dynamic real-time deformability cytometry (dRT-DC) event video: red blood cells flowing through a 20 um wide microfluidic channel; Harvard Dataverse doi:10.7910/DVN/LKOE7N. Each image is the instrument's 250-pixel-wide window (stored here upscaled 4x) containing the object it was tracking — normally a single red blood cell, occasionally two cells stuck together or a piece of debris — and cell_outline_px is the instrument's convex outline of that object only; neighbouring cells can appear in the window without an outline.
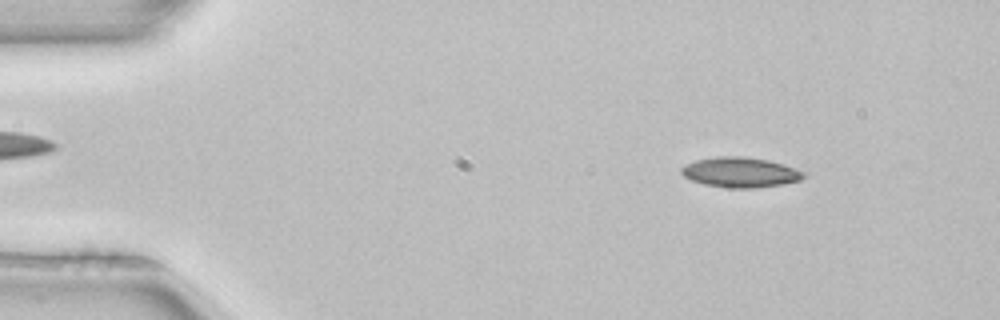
{"species": "common noctule bat (a hibernating species)", "species_latin": "Nyctalus noctula", "temperature_condition": "room temperature", "stored_images_in_passage": 46, "camera_frame_rate_fps": 3000, "um_per_image_px": 0.085, "animal": {"sex": "female", "body_mass_g": 22.7, "forearm_length_mm": 54.2}, "frame": {"image": 1, "passage_image": 2, "time_ms": 0.333, "image_size_px": [1000, 320], "cell_outline_px": [[808, 176], [800, 180], [784, 184], [752, 188], [732, 188], [704, 184], [692, 180], [684, 176], [680, 172], [680, 168], [684, 164], [696, 160], [720, 156], [740, 156], [768, 160], [804, 172]], "centroid_in_image_um": [62.9, 14.65], "position_along_channel_um": 22.1, "area_um2": 21.27}}
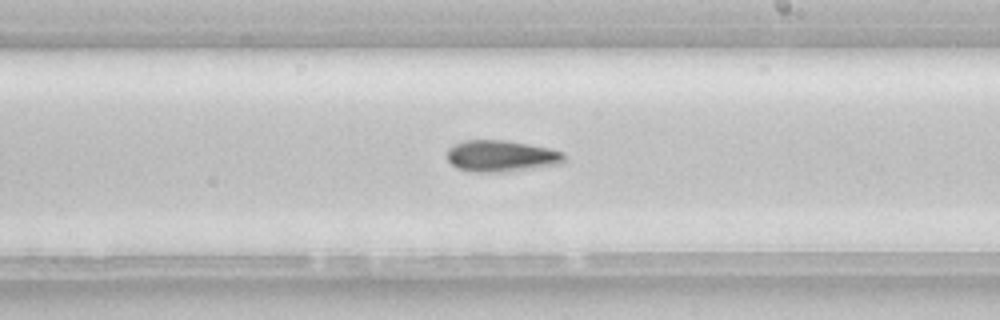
{"frame": {"image": 2, "passage_image": 25, "time_ms": 8.0, "image_size_px": [1000, 320], "cell_outline_px": [[564, 160], [560, 164], [492, 172], [472, 172], [456, 168], [448, 160], [448, 148], [464, 140], [508, 140], [548, 148], [564, 152]], "centroid_in_image_um": [42.57, 13.24], "position_along_channel_um": 246.4, "area_um2": 21.1}}
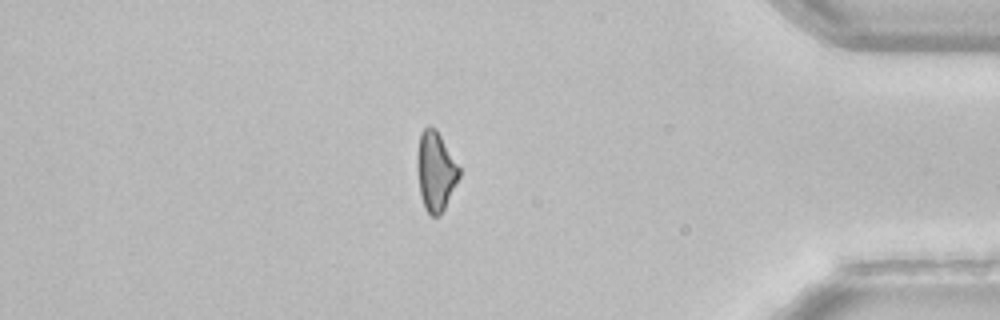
{"frame": {"image": 3, "passage_image": 39, "time_ms": 12.667, "image_size_px": [1000, 320], "cell_outline_px": [[460, 176], [440, 216], [432, 216], [424, 208], [420, 192], [416, 168], [416, 156], [420, 132], [428, 124], [436, 128], [460, 168]], "centroid_in_image_um": [37.0, 14.52], "position_along_channel_um": 398.2, "area_um2": 19.54}}